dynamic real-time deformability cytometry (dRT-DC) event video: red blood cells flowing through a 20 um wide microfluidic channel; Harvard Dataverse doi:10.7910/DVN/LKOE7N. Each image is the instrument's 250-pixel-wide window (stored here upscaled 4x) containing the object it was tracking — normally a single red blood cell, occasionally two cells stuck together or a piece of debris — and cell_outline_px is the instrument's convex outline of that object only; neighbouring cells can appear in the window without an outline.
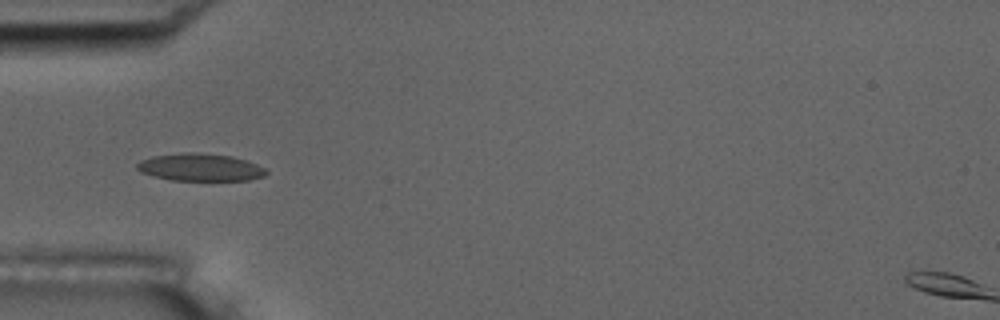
{"species": "common noctule bat (a hibernating species)", "species_latin": "Nyctalus noctula", "temperature_condition": "room temperature", "stored_images_in_passage": 14, "camera_frame_rate_fps": 3000, "um_per_image_px": 0.085, "animal": {"sex": "male", "body_mass_g": 17.5, "forearm_length_mm": 52.3}, "frame": {"image": 1, "passage_image": 1, "time_ms": 0.0, "image_size_px": [1000, 320], "cell_outline_px": [[268, 172], [264, 176], [248, 180], [172, 180], [152, 176], [140, 172], [136, 168], [136, 164], [140, 160], [152, 156], [184, 152], [196, 152], [232, 156], [268, 168]], "centroid_in_image_um": [17.0, 14.22], "position_along_channel_um": 68.0, "area_um2": 20.81}}
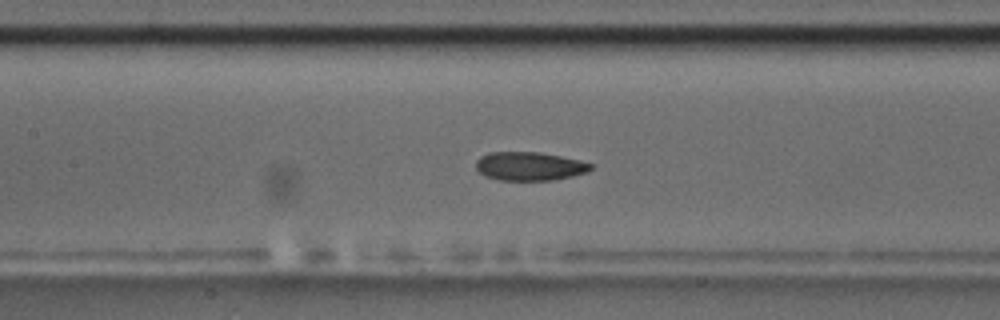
{"frame": {"image": 2, "passage_image": 9, "time_ms": 2.667, "image_size_px": [1000, 320], "cell_outline_px": [[592, 168], [588, 172], [572, 176], [552, 180], [500, 180], [484, 176], [476, 168], [476, 160], [480, 156], [488, 152], [540, 152], [580, 160], [592, 164]], "centroid_in_image_um": [44.99, 14.12], "position_along_channel_um": 162.4, "area_um2": 19.19}}